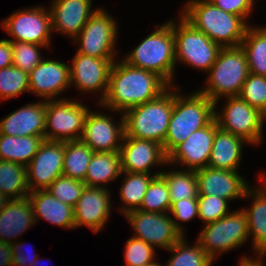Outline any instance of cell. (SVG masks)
Instances as JSON below:
<instances>
[{
	"instance_id": "12",
	"label": "cell",
	"mask_w": 266,
	"mask_h": 266,
	"mask_svg": "<svg viewBox=\"0 0 266 266\" xmlns=\"http://www.w3.org/2000/svg\"><path fill=\"white\" fill-rule=\"evenodd\" d=\"M5 31L13 37L10 41H20L50 47L51 15L44 7L21 9L1 22Z\"/></svg>"
},
{
	"instance_id": "20",
	"label": "cell",
	"mask_w": 266,
	"mask_h": 266,
	"mask_svg": "<svg viewBox=\"0 0 266 266\" xmlns=\"http://www.w3.org/2000/svg\"><path fill=\"white\" fill-rule=\"evenodd\" d=\"M195 174L198 180V195H216L230 202L244 198L250 187L237 171L207 166L196 170Z\"/></svg>"
},
{
	"instance_id": "18",
	"label": "cell",
	"mask_w": 266,
	"mask_h": 266,
	"mask_svg": "<svg viewBox=\"0 0 266 266\" xmlns=\"http://www.w3.org/2000/svg\"><path fill=\"white\" fill-rule=\"evenodd\" d=\"M120 155L122 172L149 173L151 167L167 164L163 146L152 140L124 136Z\"/></svg>"
},
{
	"instance_id": "17",
	"label": "cell",
	"mask_w": 266,
	"mask_h": 266,
	"mask_svg": "<svg viewBox=\"0 0 266 266\" xmlns=\"http://www.w3.org/2000/svg\"><path fill=\"white\" fill-rule=\"evenodd\" d=\"M216 132L215 118L207 125L194 131L184 142L177 145L168 155L167 164H182L187 170H199L208 166Z\"/></svg>"
},
{
	"instance_id": "36",
	"label": "cell",
	"mask_w": 266,
	"mask_h": 266,
	"mask_svg": "<svg viewBox=\"0 0 266 266\" xmlns=\"http://www.w3.org/2000/svg\"><path fill=\"white\" fill-rule=\"evenodd\" d=\"M171 199L165 179L159 174L152 178L138 210L152 213H169Z\"/></svg>"
},
{
	"instance_id": "50",
	"label": "cell",
	"mask_w": 266,
	"mask_h": 266,
	"mask_svg": "<svg viewBox=\"0 0 266 266\" xmlns=\"http://www.w3.org/2000/svg\"><path fill=\"white\" fill-rule=\"evenodd\" d=\"M39 259H40L39 257L36 258L32 266H37V265H39V264H38V263H40V261H38Z\"/></svg>"
},
{
	"instance_id": "47",
	"label": "cell",
	"mask_w": 266,
	"mask_h": 266,
	"mask_svg": "<svg viewBox=\"0 0 266 266\" xmlns=\"http://www.w3.org/2000/svg\"><path fill=\"white\" fill-rule=\"evenodd\" d=\"M13 252L11 244L0 241V266H13Z\"/></svg>"
},
{
	"instance_id": "23",
	"label": "cell",
	"mask_w": 266,
	"mask_h": 266,
	"mask_svg": "<svg viewBox=\"0 0 266 266\" xmlns=\"http://www.w3.org/2000/svg\"><path fill=\"white\" fill-rule=\"evenodd\" d=\"M46 101L29 103L0 121V134L8 136H44Z\"/></svg>"
},
{
	"instance_id": "45",
	"label": "cell",
	"mask_w": 266,
	"mask_h": 266,
	"mask_svg": "<svg viewBox=\"0 0 266 266\" xmlns=\"http://www.w3.org/2000/svg\"><path fill=\"white\" fill-rule=\"evenodd\" d=\"M12 246V252H13V266H32L35 259L38 258V256H32L30 252L24 253L23 243L21 242H14L11 244Z\"/></svg>"
},
{
	"instance_id": "41",
	"label": "cell",
	"mask_w": 266,
	"mask_h": 266,
	"mask_svg": "<svg viewBox=\"0 0 266 266\" xmlns=\"http://www.w3.org/2000/svg\"><path fill=\"white\" fill-rule=\"evenodd\" d=\"M155 250L150 244L134 236L126 242L125 266H149L155 261Z\"/></svg>"
},
{
	"instance_id": "24",
	"label": "cell",
	"mask_w": 266,
	"mask_h": 266,
	"mask_svg": "<svg viewBox=\"0 0 266 266\" xmlns=\"http://www.w3.org/2000/svg\"><path fill=\"white\" fill-rule=\"evenodd\" d=\"M260 183L262 185L259 188L249 187L244 196L245 198L253 199L252 206L247 209H243L247 218L248 233L251 237L253 249L258 254L257 257L266 256V175L260 174Z\"/></svg>"
},
{
	"instance_id": "39",
	"label": "cell",
	"mask_w": 266,
	"mask_h": 266,
	"mask_svg": "<svg viewBox=\"0 0 266 266\" xmlns=\"http://www.w3.org/2000/svg\"><path fill=\"white\" fill-rule=\"evenodd\" d=\"M85 186L86 184L83 181L61 175L46 190L61 202L74 207L81 197Z\"/></svg>"
},
{
	"instance_id": "40",
	"label": "cell",
	"mask_w": 266,
	"mask_h": 266,
	"mask_svg": "<svg viewBox=\"0 0 266 266\" xmlns=\"http://www.w3.org/2000/svg\"><path fill=\"white\" fill-rule=\"evenodd\" d=\"M42 47L44 48L46 46L11 41L13 66L29 73L43 60L39 51Z\"/></svg>"
},
{
	"instance_id": "33",
	"label": "cell",
	"mask_w": 266,
	"mask_h": 266,
	"mask_svg": "<svg viewBox=\"0 0 266 266\" xmlns=\"http://www.w3.org/2000/svg\"><path fill=\"white\" fill-rule=\"evenodd\" d=\"M92 154V149L81 140L65 141L62 175L84 182Z\"/></svg>"
},
{
	"instance_id": "29",
	"label": "cell",
	"mask_w": 266,
	"mask_h": 266,
	"mask_svg": "<svg viewBox=\"0 0 266 266\" xmlns=\"http://www.w3.org/2000/svg\"><path fill=\"white\" fill-rule=\"evenodd\" d=\"M44 136H8L0 134V160L24 165L37 153Z\"/></svg>"
},
{
	"instance_id": "30",
	"label": "cell",
	"mask_w": 266,
	"mask_h": 266,
	"mask_svg": "<svg viewBox=\"0 0 266 266\" xmlns=\"http://www.w3.org/2000/svg\"><path fill=\"white\" fill-rule=\"evenodd\" d=\"M240 46L246 54L249 73L266 76V26H248Z\"/></svg>"
},
{
	"instance_id": "38",
	"label": "cell",
	"mask_w": 266,
	"mask_h": 266,
	"mask_svg": "<svg viewBox=\"0 0 266 266\" xmlns=\"http://www.w3.org/2000/svg\"><path fill=\"white\" fill-rule=\"evenodd\" d=\"M239 97L266 116V76L249 73Z\"/></svg>"
},
{
	"instance_id": "14",
	"label": "cell",
	"mask_w": 266,
	"mask_h": 266,
	"mask_svg": "<svg viewBox=\"0 0 266 266\" xmlns=\"http://www.w3.org/2000/svg\"><path fill=\"white\" fill-rule=\"evenodd\" d=\"M65 141L44 140L27 168L29 191L46 189L62 175Z\"/></svg>"
},
{
	"instance_id": "13",
	"label": "cell",
	"mask_w": 266,
	"mask_h": 266,
	"mask_svg": "<svg viewBox=\"0 0 266 266\" xmlns=\"http://www.w3.org/2000/svg\"><path fill=\"white\" fill-rule=\"evenodd\" d=\"M124 216L135 230L133 236L152 247L157 246L168 250L183 237L168 213L133 210Z\"/></svg>"
},
{
	"instance_id": "46",
	"label": "cell",
	"mask_w": 266,
	"mask_h": 266,
	"mask_svg": "<svg viewBox=\"0 0 266 266\" xmlns=\"http://www.w3.org/2000/svg\"><path fill=\"white\" fill-rule=\"evenodd\" d=\"M13 65L12 48L9 39L0 40V69Z\"/></svg>"
},
{
	"instance_id": "10",
	"label": "cell",
	"mask_w": 266,
	"mask_h": 266,
	"mask_svg": "<svg viewBox=\"0 0 266 266\" xmlns=\"http://www.w3.org/2000/svg\"><path fill=\"white\" fill-rule=\"evenodd\" d=\"M226 100L222 112L215 109L214 118L218 127L240 136L250 145L260 143L266 116L239 96L226 97Z\"/></svg>"
},
{
	"instance_id": "11",
	"label": "cell",
	"mask_w": 266,
	"mask_h": 266,
	"mask_svg": "<svg viewBox=\"0 0 266 266\" xmlns=\"http://www.w3.org/2000/svg\"><path fill=\"white\" fill-rule=\"evenodd\" d=\"M117 26L110 14L101 8L97 9L74 38L80 44L77 53L100 59H115Z\"/></svg>"
},
{
	"instance_id": "15",
	"label": "cell",
	"mask_w": 266,
	"mask_h": 266,
	"mask_svg": "<svg viewBox=\"0 0 266 266\" xmlns=\"http://www.w3.org/2000/svg\"><path fill=\"white\" fill-rule=\"evenodd\" d=\"M115 59H100L76 52L70 65V86L85 92L101 91L100 102L107 94L109 73Z\"/></svg>"
},
{
	"instance_id": "34",
	"label": "cell",
	"mask_w": 266,
	"mask_h": 266,
	"mask_svg": "<svg viewBox=\"0 0 266 266\" xmlns=\"http://www.w3.org/2000/svg\"><path fill=\"white\" fill-rule=\"evenodd\" d=\"M160 175L165 179L169 189L171 202L187 198H198V180L193 170L163 171Z\"/></svg>"
},
{
	"instance_id": "48",
	"label": "cell",
	"mask_w": 266,
	"mask_h": 266,
	"mask_svg": "<svg viewBox=\"0 0 266 266\" xmlns=\"http://www.w3.org/2000/svg\"><path fill=\"white\" fill-rule=\"evenodd\" d=\"M258 259H252L249 256L241 257L239 262V266H265L263 265V258L264 257H257Z\"/></svg>"
},
{
	"instance_id": "3",
	"label": "cell",
	"mask_w": 266,
	"mask_h": 266,
	"mask_svg": "<svg viewBox=\"0 0 266 266\" xmlns=\"http://www.w3.org/2000/svg\"><path fill=\"white\" fill-rule=\"evenodd\" d=\"M214 113L215 102L199 91L187 97L174 92L173 110L162 145L165 154L168 155L194 131L207 126L214 119Z\"/></svg>"
},
{
	"instance_id": "28",
	"label": "cell",
	"mask_w": 266,
	"mask_h": 266,
	"mask_svg": "<svg viewBox=\"0 0 266 266\" xmlns=\"http://www.w3.org/2000/svg\"><path fill=\"white\" fill-rule=\"evenodd\" d=\"M121 172L120 151L93 152L84 183L89 187L106 188V183L116 180Z\"/></svg>"
},
{
	"instance_id": "19",
	"label": "cell",
	"mask_w": 266,
	"mask_h": 266,
	"mask_svg": "<svg viewBox=\"0 0 266 266\" xmlns=\"http://www.w3.org/2000/svg\"><path fill=\"white\" fill-rule=\"evenodd\" d=\"M70 86V65L43 59L29 72V92L45 99L56 100Z\"/></svg>"
},
{
	"instance_id": "37",
	"label": "cell",
	"mask_w": 266,
	"mask_h": 266,
	"mask_svg": "<svg viewBox=\"0 0 266 266\" xmlns=\"http://www.w3.org/2000/svg\"><path fill=\"white\" fill-rule=\"evenodd\" d=\"M29 91V73L13 65L0 69V101Z\"/></svg>"
},
{
	"instance_id": "51",
	"label": "cell",
	"mask_w": 266,
	"mask_h": 266,
	"mask_svg": "<svg viewBox=\"0 0 266 266\" xmlns=\"http://www.w3.org/2000/svg\"><path fill=\"white\" fill-rule=\"evenodd\" d=\"M149 266H164V265H161L159 264L158 262H154L153 264L149 265Z\"/></svg>"
},
{
	"instance_id": "27",
	"label": "cell",
	"mask_w": 266,
	"mask_h": 266,
	"mask_svg": "<svg viewBox=\"0 0 266 266\" xmlns=\"http://www.w3.org/2000/svg\"><path fill=\"white\" fill-rule=\"evenodd\" d=\"M245 142L248 143L240 136L219 128L216 122V132L208 166L215 169L238 171L242 156V145Z\"/></svg>"
},
{
	"instance_id": "1",
	"label": "cell",
	"mask_w": 266,
	"mask_h": 266,
	"mask_svg": "<svg viewBox=\"0 0 266 266\" xmlns=\"http://www.w3.org/2000/svg\"><path fill=\"white\" fill-rule=\"evenodd\" d=\"M169 87L158 74L115 60L109 73L107 94L99 104L122 114L159 97Z\"/></svg>"
},
{
	"instance_id": "42",
	"label": "cell",
	"mask_w": 266,
	"mask_h": 266,
	"mask_svg": "<svg viewBox=\"0 0 266 266\" xmlns=\"http://www.w3.org/2000/svg\"><path fill=\"white\" fill-rule=\"evenodd\" d=\"M228 200L216 195H198V217L205 225L213 223L227 215Z\"/></svg>"
},
{
	"instance_id": "4",
	"label": "cell",
	"mask_w": 266,
	"mask_h": 266,
	"mask_svg": "<svg viewBox=\"0 0 266 266\" xmlns=\"http://www.w3.org/2000/svg\"><path fill=\"white\" fill-rule=\"evenodd\" d=\"M172 21L164 23L144 38L123 60L131 66L154 72L174 86L175 39Z\"/></svg>"
},
{
	"instance_id": "26",
	"label": "cell",
	"mask_w": 266,
	"mask_h": 266,
	"mask_svg": "<svg viewBox=\"0 0 266 266\" xmlns=\"http://www.w3.org/2000/svg\"><path fill=\"white\" fill-rule=\"evenodd\" d=\"M34 210L35 222L42 218L66 229L75 228L73 207L55 198L46 189L31 191L28 195Z\"/></svg>"
},
{
	"instance_id": "49",
	"label": "cell",
	"mask_w": 266,
	"mask_h": 266,
	"mask_svg": "<svg viewBox=\"0 0 266 266\" xmlns=\"http://www.w3.org/2000/svg\"><path fill=\"white\" fill-rule=\"evenodd\" d=\"M10 199L0 192V212L4 209Z\"/></svg>"
},
{
	"instance_id": "7",
	"label": "cell",
	"mask_w": 266,
	"mask_h": 266,
	"mask_svg": "<svg viewBox=\"0 0 266 266\" xmlns=\"http://www.w3.org/2000/svg\"><path fill=\"white\" fill-rule=\"evenodd\" d=\"M172 22L175 39V60L208 72L215 63L221 46L195 29L182 16Z\"/></svg>"
},
{
	"instance_id": "5",
	"label": "cell",
	"mask_w": 266,
	"mask_h": 266,
	"mask_svg": "<svg viewBox=\"0 0 266 266\" xmlns=\"http://www.w3.org/2000/svg\"><path fill=\"white\" fill-rule=\"evenodd\" d=\"M171 89L177 92L180 87L170 86L159 97L126 110L123 113L124 136L152 140L163 145L173 110L174 92Z\"/></svg>"
},
{
	"instance_id": "35",
	"label": "cell",
	"mask_w": 266,
	"mask_h": 266,
	"mask_svg": "<svg viewBox=\"0 0 266 266\" xmlns=\"http://www.w3.org/2000/svg\"><path fill=\"white\" fill-rule=\"evenodd\" d=\"M184 237L167 250L173 252L174 255L165 266H212L214 260L205 252L200 243L196 240L195 244L189 247Z\"/></svg>"
},
{
	"instance_id": "8",
	"label": "cell",
	"mask_w": 266,
	"mask_h": 266,
	"mask_svg": "<svg viewBox=\"0 0 266 266\" xmlns=\"http://www.w3.org/2000/svg\"><path fill=\"white\" fill-rule=\"evenodd\" d=\"M249 238L247 218L243 210L229 212L221 219L204 226L197 241L215 260L220 253L238 248Z\"/></svg>"
},
{
	"instance_id": "2",
	"label": "cell",
	"mask_w": 266,
	"mask_h": 266,
	"mask_svg": "<svg viewBox=\"0 0 266 266\" xmlns=\"http://www.w3.org/2000/svg\"><path fill=\"white\" fill-rule=\"evenodd\" d=\"M183 9L180 16L221 47L241 45L249 26L241 16L225 12L210 0H189Z\"/></svg>"
},
{
	"instance_id": "6",
	"label": "cell",
	"mask_w": 266,
	"mask_h": 266,
	"mask_svg": "<svg viewBox=\"0 0 266 266\" xmlns=\"http://www.w3.org/2000/svg\"><path fill=\"white\" fill-rule=\"evenodd\" d=\"M208 74L207 84L199 92L215 102V108L220 97L239 96L249 74L242 47H222Z\"/></svg>"
},
{
	"instance_id": "44",
	"label": "cell",
	"mask_w": 266,
	"mask_h": 266,
	"mask_svg": "<svg viewBox=\"0 0 266 266\" xmlns=\"http://www.w3.org/2000/svg\"><path fill=\"white\" fill-rule=\"evenodd\" d=\"M215 6L227 13L241 16L244 20L253 10L254 0H210Z\"/></svg>"
},
{
	"instance_id": "25",
	"label": "cell",
	"mask_w": 266,
	"mask_h": 266,
	"mask_svg": "<svg viewBox=\"0 0 266 266\" xmlns=\"http://www.w3.org/2000/svg\"><path fill=\"white\" fill-rule=\"evenodd\" d=\"M35 223L34 210L28 197L10 199L0 212V241L12 244V239Z\"/></svg>"
},
{
	"instance_id": "31",
	"label": "cell",
	"mask_w": 266,
	"mask_h": 266,
	"mask_svg": "<svg viewBox=\"0 0 266 266\" xmlns=\"http://www.w3.org/2000/svg\"><path fill=\"white\" fill-rule=\"evenodd\" d=\"M161 172L153 173V175L150 173L121 172V174H125V178L119 193L121 202L125 206L122 205L120 212L125 215L133 210H138L152 178Z\"/></svg>"
},
{
	"instance_id": "22",
	"label": "cell",
	"mask_w": 266,
	"mask_h": 266,
	"mask_svg": "<svg viewBox=\"0 0 266 266\" xmlns=\"http://www.w3.org/2000/svg\"><path fill=\"white\" fill-rule=\"evenodd\" d=\"M91 4L92 0H52V32L56 30L74 39L97 10H92Z\"/></svg>"
},
{
	"instance_id": "9",
	"label": "cell",
	"mask_w": 266,
	"mask_h": 266,
	"mask_svg": "<svg viewBox=\"0 0 266 266\" xmlns=\"http://www.w3.org/2000/svg\"><path fill=\"white\" fill-rule=\"evenodd\" d=\"M88 112L82 102L66 98L46 101L44 140H80Z\"/></svg>"
},
{
	"instance_id": "43",
	"label": "cell",
	"mask_w": 266,
	"mask_h": 266,
	"mask_svg": "<svg viewBox=\"0 0 266 266\" xmlns=\"http://www.w3.org/2000/svg\"><path fill=\"white\" fill-rule=\"evenodd\" d=\"M169 213L173 215L171 217L173 219L174 225L176 229L185 236L184 229L180 225L181 223L178 221L188 222L192 220L194 217H198V198H187L182 199L178 202H171V207ZM176 219V221H175Z\"/></svg>"
},
{
	"instance_id": "21",
	"label": "cell",
	"mask_w": 266,
	"mask_h": 266,
	"mask_svg": "<svg viewBox=\"0 0 266 266\" xmlns=\"http://www.w3.org/2000/svg\"><path fill=\"white\" fill-rule=\"evenodd\" d=\"M107 188L85 186L73 207L75 228L85 226L98 233L110 215L111 197Z\"/></svg>"
},
{
	"instance_id": "16",
	"label": "cell",
	"mask_w": 266,
	"mask_h": 266,
	"mask_svg": "<svg viewBox=\"0 0 266 266\" xmlns=\"http://www.w3.org/2000/svg\"><path fill=\"white\" fill-rule=\"evenodd\" d=\"M112 117L104 113L88 112L83 133L80 140L88 145L93 152H116L120 151L125 135L124 116L119 124L113 123Z\"/></svg>"
},
{
	"instance_id": "32",
	"label": "cell",
	"mask_w": 266,
	"mask_h": 266,
	"mask_svg": "<svg viewBox=\"0 0 266 266\" xmlns=\"http://www.w3.org/2000/svg\"><path fill=\"white\" fill-rule=\"evenodd\" d=\"M0 192L9 199L28 197L27 168L18 163L0 160Z\"/></svg>"
}]
</instances>
